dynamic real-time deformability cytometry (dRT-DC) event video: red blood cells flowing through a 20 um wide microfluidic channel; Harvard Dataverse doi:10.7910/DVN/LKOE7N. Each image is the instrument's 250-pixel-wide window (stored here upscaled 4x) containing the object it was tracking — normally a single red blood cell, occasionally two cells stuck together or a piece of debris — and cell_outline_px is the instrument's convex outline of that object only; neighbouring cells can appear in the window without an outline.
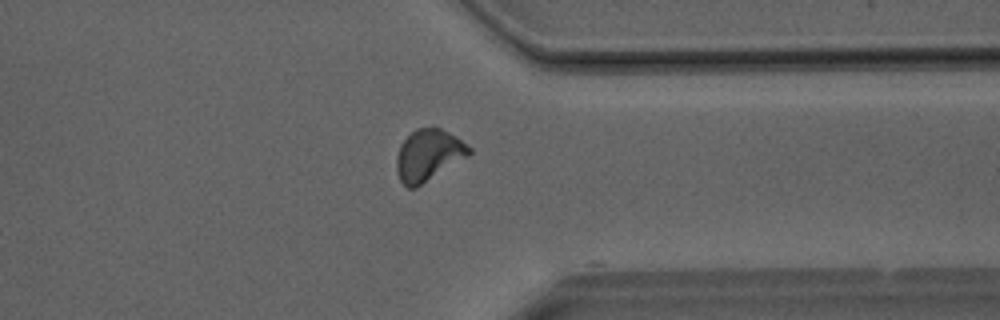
{"species": "Egyptian fruit bat (a non-hibernating species)", "species_latin": "Rousettus aegyptiacus", "temperature_condition": "room temperature", "stored_images_in_passage": 23, "camera_frame_rate_fps": 3000, "um_per_image_px": 0.085, "animal": {"sex": "male"}, "frame": {"image": 1, "passage_image": 22, "time_ms": 7.0, "image_size_px": [1000, 320], "cell_outline_px": [[472, 152], [468, 156], [416, 188], [408, 188], [400, 180], [396, 172], [396, 156], [400, 144], [416, 128], [440, 128], [456, 136], [472, 148]], "centroid_in_image_um": [36.4, 13.2], "position_along_channel_um": 375.0, "area_um2": 21.73}}